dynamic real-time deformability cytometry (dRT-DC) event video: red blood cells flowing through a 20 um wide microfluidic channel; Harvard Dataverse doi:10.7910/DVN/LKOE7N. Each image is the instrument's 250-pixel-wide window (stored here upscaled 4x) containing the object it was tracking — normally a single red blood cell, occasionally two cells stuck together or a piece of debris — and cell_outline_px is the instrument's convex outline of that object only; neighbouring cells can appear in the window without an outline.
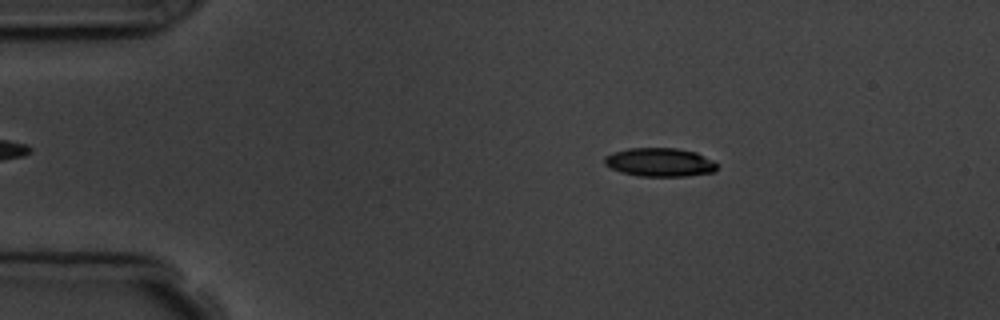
{"species": "common noctule bat (a hibernating species)", "species_latin": "Nyctalus noctula", "temperature_condition": "room temperature", "stored_images_in_passage": 8, "camera_frame_rate_fps": 3000, "um_per_image_px": 0.085, "animal": {"sex": "male", "body_mass_g": 19.5, "forearm_length_mm": 54.6}, "frame": {"image": 1, "passage_image": 2, "time_ms": 1.0, "image_size_px": [1000, 320], "cell_outline_px": [[716, 172], [684, 176], [640, 176], [620, 172], [604, 164], [604, 156], [612, 152], [628, 148], [676, 148], [696, 152], [712, 160], [716, 164]], "centroid_in_image_um": [56.06, 13.79], "position_along_channel_um": 28.9, "area_um2": 18.79}}
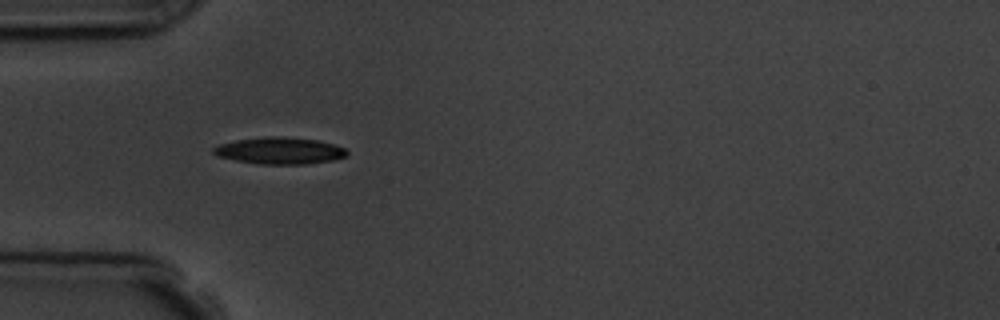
{"frame": {"image": 2, "passage_image": 4, "time_ms": 3.333, "image_size_px": [1000, 320], "cell_outline_px": [[348, 156], [332, 160], [308, 164], [260, 164], [236, 160], [216, 156], [212, 152], [212, 148], [220, 144], [236, 140], [264, 136], [280, 136], [316, 140], [336, 144], [344, 148], [348, 152]], "centroid_in_image_um": [23.78, 12.8], "position_along_channel_um": 61.2, "area_um2": 20.92}}
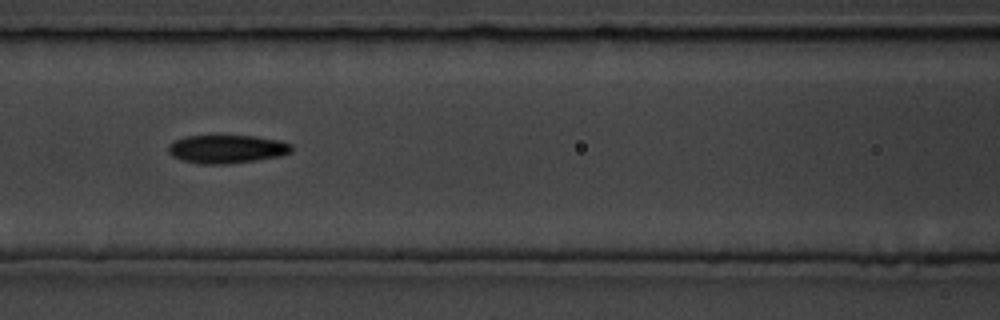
{"frame": {"image": 3, "passage_image": 6, "time_ms": 5.667, "image_size_px": [1000, 320], "cell_outline_px": [[292, 152], [280, 156], [256, 160], [228, 164], [200, 164], [184, 160], [172, 156], [168, 152], [168, 144], [172, 140], [184, 136], [256, 136], [280, 140], [292, 144]], "centroid_in_image_um": [19.27, 12.66], "position_along_channel_um": 147.3, "area_um2": 20.52}}